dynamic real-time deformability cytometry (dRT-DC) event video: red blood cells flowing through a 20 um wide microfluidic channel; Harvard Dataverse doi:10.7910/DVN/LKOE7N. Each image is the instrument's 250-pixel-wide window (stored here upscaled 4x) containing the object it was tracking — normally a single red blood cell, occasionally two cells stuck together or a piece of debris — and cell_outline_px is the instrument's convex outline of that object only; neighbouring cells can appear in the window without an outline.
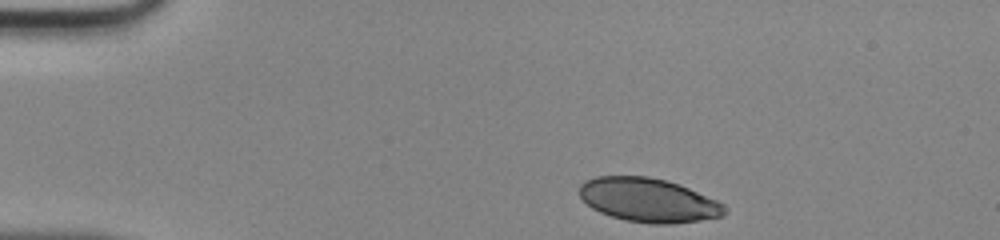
{"species": "human", "species_latin": "Homo sapiens", "temperature_condition": "room temperature", "stored_images_in_passage": 34, "camera_frame_rate_fps": 3000, "um_per_image_px": 0.085, "donor": {"sex": "male"}, "frame": {"image": 1, "passage_image": 1, "time_ms": 0.0, "image_size_px": [1000, 240], "cell_outline_px": [[728, 212], [724, 216], [700, 220], [672, 224], [652, 224], [624, 220], [600, 212], [592, 208], [580, 196], [580, 184], [584, 180], [596, 176], [648, 176], [668, 180], [680, 184], [716, 200], [724, 204], [728, 208]], "centroid_in_image_um": [55.14, 17.01], "position_along_channel_um": 29.9, "area_um2": 37.4}}
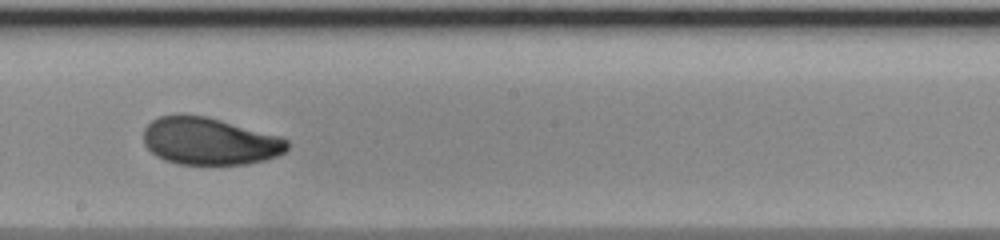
{"frame": {"image": 2, "passage_image": 20, "time_ms": 6.333, "image_size_px": [1000, 240], "cell_outline_px": [[288, 148], [284, 152], [276, 156], [264, 160], [248, 164], [180, 164], [164, 160], [156, 156], [144, 144], [144, 128], [152, 120], [160, 116], [180, 112], [184, 112], [208, 116], [280, 136], [288, 140]], "centroid_in_image_um": [17.78, 11.97], "position_along_channel_um": 230.4, "area_um2": 40.11}}
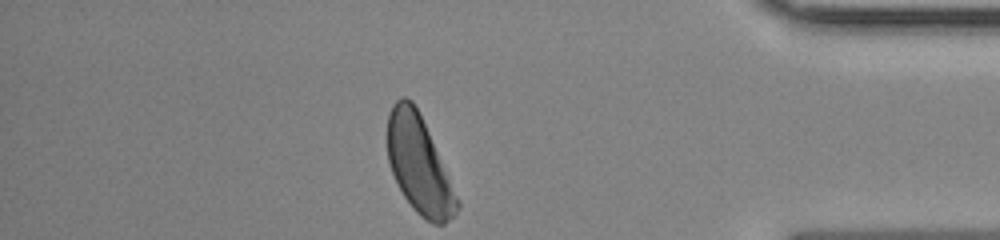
{"frame": {"image": 3, "passage_image": 34, "time_ms": 11.0, "image_size_px": [1000, 240], "cell_outline_px": [[460, 208], [444, 224], [432, 224], [420, 216], [416, 212], [404, 196], [392, 172], [388, 160], [388, 112], [392, 104], [400, 96], [404, 96], [412, 100], [428, 132], [460, 204]], "centroid_in_image_um": [35.59, 14.0], "position_along_channel_um": 399.6, "area_um2": 38.49}}